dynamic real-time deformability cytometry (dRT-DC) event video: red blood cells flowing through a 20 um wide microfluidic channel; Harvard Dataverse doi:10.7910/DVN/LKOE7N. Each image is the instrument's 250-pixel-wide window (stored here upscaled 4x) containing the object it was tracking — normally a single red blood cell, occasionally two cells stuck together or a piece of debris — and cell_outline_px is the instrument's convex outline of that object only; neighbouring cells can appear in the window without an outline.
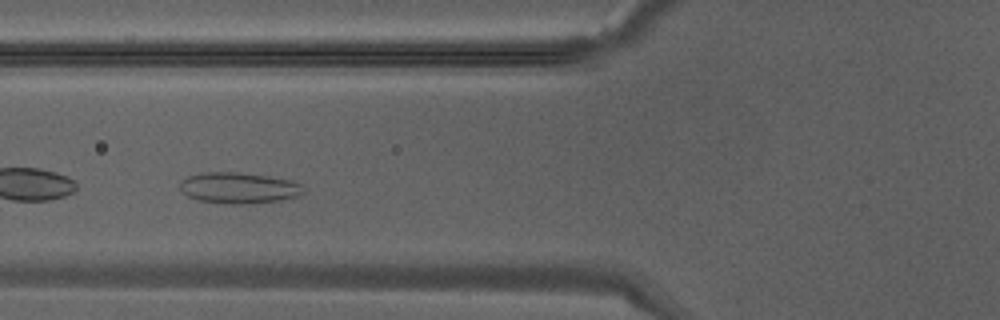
{"species": "Egyptian fruit bat (a non-hibernating species)", "species_latin": "Rousettus aegyptiacus", "temperature_condition": "warm", "stored_images_in_passage": 28, "camera_frame_rate_fps": 3000, "um_per_image_px": 0.085, "animal": {"sex": "male"}, "frame": {"image": 1, "passage_image": 5, "time_ms": 1.333, "image_size_px": [1000, 320], "cell_outline_px": [[304, 192], [296, 196], [280, 200], [244, 204], [232, 204], [196, 200], [188, 196], [180, 188], [180, 180], [188, 176], [200, 172], [236, 172], [268, 176], [292, 180], [300, 184]], "centroid_in_image_um": [20.26, 15.96], "position_along_channel_um": 105.5, "area_um2": 22.25}}